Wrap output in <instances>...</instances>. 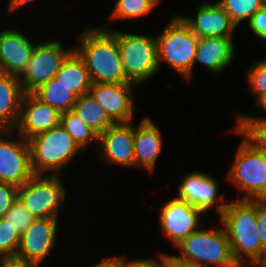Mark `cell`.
Listing matches in <instances>:
<instances>
[{
    "mask_svg": "<svg viewBox=\"0 0 266 267\" xmlns=\"http://www.w3.org/2000/svg\"><path fill=\"white\" fill-rule=\"evenodd\" d=\"M110 24L88 26L75 36L80 45L73 49L85 62L92 84L130 82L121 62L118 39L108 27Z\"/></svg>",
    "mask_w": 266,
    "mask_h": 267,
    "instance_id": "cell-1",
    "label": "cell"
},
{
    "mask_svg": "<svg viewBox=\"0 0 266 267\" xmlns=\"http://www.w3.org/2000/svg\"><path fill=\"white\" fill-rule=\"evenodd\" d=\"M233 256L249 265L266 264V249L257 228V200H230L218 217Z\"/></svg>",
    "mask_w": 266,
    "mask_h": 267,
    "instance_id": "cell-2",
    "label": "cell"
},
{
    "mask_svg": "<svg viewBox=\"0 0 266 267\" xmlns=\"http://www.w3.org/2000/svg\"><path fill=\"white\" fill-rule=\"evenodd\" d=\"M232 134L242 136L232 166L227 171L226 179L235 186L239 193L238 200L266 201V153L260 151L240 131L234 127ZM241 196V197H240Z\"/></svg>",
    "mask_w": 266,
    "mask_h": 267,
    "instance_id": "cell-3",
    "label": "cell"
},
{
    "mask_svg": "<svg viewBox=\"0 0 266 267\" xmlns=\"http://www.w3.org/2000/svg\"><path fill=\"white\" fill-rule=\"evenodd\" d=\"M156 34L159 70L167 63L187 82L194 74L198 37L177 15L172 16L163 31Z\"/></svg>",
    "mask_w": 266,
    "mask_h": 267,
    "instance_id": "cell-4",
    "label": "cell"
},
{
    "mask_svg": "<svg viewBox=\"0 0 266 267\" xmlns=\"http://www.w3.org/2000/svg\"><path fill=\"white\" fill-rule=\"evenodd\" d=\"M28 142L34 174L60 175L82 151L60 124Z\"/></svg>",
    "mask_w": 266,
    "mask_h": 267,
    "instance_id": "cell-5",
    "label": "cell"
},
{
    "mask_svg": "<svg viewBox=\"0 0 266 267\" xmlns=\"http://www.w3.org/2000/svg\"><path fill=\"white\" fill-rule=\"evenodd\" d=\"M118 39L121 62L126 78L141 85L159 72L157 39L144 35L110 29Z\"/></svg>",
    "mask_w": 266,
    "mask_h": 267,
    "instance_id": "cell-6",
    "label": "cell"
},
{
    "mask_svg": "<svg viewBox=\"0 0 266 267\" xmlns=\"http://www.w3.org/2000/svg\"><path fill=\"white\" fill-rule=\"evenodd\" d=\"M67 191L61 175L34 174L18 187V198L36 219L58 218Z\"/></svg>",
    "mask_w": 266,
    "mask_h": 267,
    "instance_id": "cell-7",
    "label": "cell"
},
{
    "mask_svg": "<svg viewBox=\"0 0 266 267\" xmlns=\"http://www.w3.org/2000/svg\"><path fill=\"white\" fill-rule=\"evenodd\" d=\"M219 224L215 223L210 229L200 228L188 235L175 247L179 251L178 256L206 267L232 258L229 238L222 223Z\"/></svg>",
    "mask_w": 266,
    "mask_h": 267,
    "instance_id": "cell-8",
    "label": "cell"
},
{
    "mask_svg": "<svg viewBox=\"0 0 266 267\" xmlns=\"http://www.w3.org/2000/svg\"><path fill=\"white\" fill-rule=\"evenodd\" d=\"M73 47L64 48L60 40L41 41L35 45L24 73L19 77L25 93H33L41 85L55 77L60 65Z\"/></svg>",
    "mask_w": 266,
    "mask_h": 267,
    "instance_id": "cell-9",
    "label": "cell"
},
{
    "mask_svg": "<svg viewBox=\"0 0 266 267\" xmlns=\"http://www.w3.org/2000/svg\"><path fill=\"white\" fill-rule=\"evenodd\" d=\"M33 175L29 142L15 130H0V182L19 187Z\"/></svg>",
    "mask_w": 266,
    "mask_h": 267,
    "instance_id": "cell-10",
    "label": "cell"
},
{
    "mask_svg": "<svg viewBox=\"0 0 266 267\" xmlns=\"http://www.w3.org/2000/svg\"><path fill=\"white\" fill-rule=\"evenodd\" d=\"M180 180L176 198L192 204L204 213L214 210L218 217L221 215L228 202L223 194L220 195V185L215 176L199 170L188 172Z\"/></svg>",
    "mask_w": 266,
    "mask_h": 267,
    "instance_id": "cell-11",
    "label": "cell"
},
{
    "mask_svg": "<svg viewBox=\"0 0 266 267\" xmlns=\"http://www.w3.org/2000/svg\"><path fill=\"white\" fill-rule=\"evenodd\" d=\"M205 213L176 197L167 200L158 213V225L174 248L188 235L201 228V216Z\"/></svg>",
    "mask_w": 266,
    "mask_h": 267,
    "instance_id": "cell-12",
    "label": "cell"
},
{
    "mask_svg": "<svg viewBox=\"0 0 266 267\" xmlns=\"http://www.w3.org/2000/svg\"><path fill=\"white\" fill-rule=\"evenodd\" d=\"M134 87L138 85L133 82L96 83L89 88L88 94L100 104L115 124L131 123L136 107Z\"/></svg>",
    "mask_w": 266,
    "mask_h": 267,
    "instance_id": "cell-13",
    "label": "cell"
},
{
    "mask_svg": "<svg viewBox=\"0 0 266 267\" xmlns=\"http://www.w3.org/2000/svg\"><path fill=\"white\" fill-rule=\"evenodd\" d=\"M133 123H116L99 135L98 154L103 163L121 168H134Z\"/></svg>",
    "mask_w": 266,
    "mask_h": 267,
    "instance_id": "cell-14",
    "label": "cell"
},
{
    "mask_svg": "<svg viewBox=\"0 0 266 267\" xmlns=\"http://www.w3.org/2000/svg\"><path fill=\"white\" fill-rule=\"evenodd\" d=\"M59 218L36 219L20 236L16 256L43 265L57 244Z\"/></svg>",
    "mask_w": 266,
    "mask_h": 267,
    "instance_id": "cell-15",
    "label": "cell"
},
{
    "mask_svg": "<svg viewBox=\"0 0 266 267\" xmlns=\"http://www.w3.org/2000/svg\"><path fill=\"white\" fill-rule=\"evenodd\" d=\"M60 115L61 113L49 104L42 102L33 93H25L14 130L28 141L30 138L58 126Z\"/></svg>",
    "mask_w": 266,
    "mask_h": 267,
    "instance_id": "cell-16",
    "label": "cell"
},
{
    "mask_svg": "<svg viewBox=\"0 0 266 267\" xmlns=\"http://www.w3.org/2000/svg\"><path fill=\"white\" fill-rule=\"evenodd\" d=\"M36 42L14 27L0 31V72L20 77L27 68Z\"/></svg>",
    "mask_w": 266,
    "mask_h": 267,
    "instance_id": "cell-17",
    "label": "cell"
},
{
    "mask_svg": "<svg viewBox=\"0 0 266 267\" xmlns=\"http://www.w3.org/2000/svg\"><path fill=\"white\" fill-rule=\"evenodd\" d=\"M178 16L198 38L234 37L237 30V26L217 1L201 3L193 18L181 14Z\"/></svg>",
    "mask_w": 266,
    "mask_h": 267,
    "instance_id": "cell-18",
    "label": "cell"
},
{
    "mask_svg": "<svg viewBox=\"0 0 266 267\" xmlns=\"http://www.w3.org/2000/svg\"><path fill=\"white\" fill-rule=\"evenodd\" d=\"M163 142L160 128L150 117H143L135 126L134 168L154 173Z\"/></svg>",
    "mask_w": 266,
    "mask_h": 267,
    "instance_id": "cell-19",
    "label": "cell"
},
{
    "mask_svg": "<svg viewBox=\"0 0 266 267\" xmlns=\"http://www.w3.org/2000/svg\"><path fill=\"white\" fill-rule=\"evenodd\" d=\"M233 37H204L198 39L195 64L203 65L213 75H221L231 66L236 55Z\"/></svg>",
    "mask_w": 266,
    "mask_h": 267,
    "instance_id": "cell-20",
    "label": "cell"
},
{
    "mask_svg": "<svg viewBox=\"0 0 266 267\" xmlns=\"http://www.w3.org/2000/svg\"><path fill=\"white\" fill-rule=\"evenodd\" d=\"M24 94L19 77L0 72V130H14Z\"/></svg>",
    "mask_w": 266,
    "mask_h": 267,
    "instance_id": "cell-21",
    "label": "cell"
},
{
    "mask_svg": "<svg viewBox=\"0 0 266 267\" xmlns=\"http://www.w3.org/2000/svg\"><path fill=\"white\" fill-rule=\"evenodd\" d=\"M55 78L77 97L88 94V90L92 86L86 64L74 49L61 63Z\"/></svg>",
    "mask_w": 266,
    "mask_h": 267,
    "instance_id": "cell-22",
    "label": "cell"
},
{
    "mask_svg": "<svg viewBox=\"0 0 266 267\" xmlns=\"http://www.w3.org/2000/svg\"><path fill=\"white\" fill-rule=\"evenodd\" d=\"M33 94L61 114L72 110L77 100V96L55 77L37 88Z\"/></svg>",
    "mask_w": 266,
    "mask_h": 267,
    "instance_id": "cell-23",
    "label": "cell"
},
{
    "mask_svg": "<svg viewBox=\"0 0 266 267\" xmlns=\"http://www.w3.org/2000/svg\"><path fill=\"white\" fill-rule=\"evenodd\" d=\"M72 111L99 135L115 124L89 94L77 97Z\"/></svg>",
    "mask_w": 266,
    "mask_h": 267,
    "instance_id": "cell-24",
    "label": "cell"
},
{
    "mask_svg": "<svg viewBox=\"0 0 266 267\" xmlns=\"http://www.w3.org/2000/svg\"><path fill=\"white\" fill-rule=\"evenodd\" d=\"M60 125L73 138L82 151L88 149L89 144L94 145V143H96L98 148L99 134L78 118L72 110L60 115Z\"/></svg>",
    "mask_w": 266,
    "mask_h": 267,
    "instance_id": "cell-25",
    "label": "cell"
},
{
    "mask_svg": "<svg viewBox=\"0 0 266 267\" xmlns=\"http://www.w3.org/2000/svg\"><path fill=\"white\" fill-rule=\"evenodd\" d=\"M237 26L251 19V17L266 3L265 0H216Z\"/></svg>",
    "mask_w": 266,
    "mask_h": 267,
    "instance_id": "cell-26",
    "label": "cell"
},
{
    "mask_svg": "<svg viewBox=\"0 0 266 267\" xmlns=\"http://www.w3.org/2000/svg\"><path fill=\"white\" fill-rule=\"evenodd\" d=\"M155 8L150 0H117L110 11L109 21L137 19L149 15Z\"/></svg>",
    "mask_w": 266,
    "mask_h": 267,
    "instance_id": "cell-27",
    "label": "cell"
},
{
    "mask_svg": "<svg viewBox=\"0 0 266 267\" xmlns=\"http://www.w3.org/2000/svg\"><path fill=\"white\" fill-rule=\"evenodd\" d=\"M233 127L260 151L266 153V121H235Z\"/></svg>",
    "mask_w": 266,
    "mask_h": 267,
    "instance_id": "cell-28",
    "label": "cell"
},
{
    "mask_svg": "<svg viewBox=\"0 0 266 267\" xmlns=\"http://www.w3.org/2000/svg\"><path fill=\"white\" fill-rule=\"evenodd\" d=\"M247 83L249 92L254 94L255 101L266 94V57L256 61L246 70Z\"/></svg>",
    "mask_w": 266,
    "mask_h": 267,
    "instance_id": "cell-29",
    "label": "cell"
},
{
    "mask_svg": "<svg viewBox=\"0 0 266 267\" xmlns=\"http://www.w3.org/2000/svg\"><path fill=\"white\" fill-rule=\"evenodd\" d=\"M21 234L4 217L0 218V259L15 256Z\"/></svg>",
    "mask_w": 266,
    "mask_h": 267,
    "instance_id": "cell-30",
    "label": "cell"
},
{
    "mask_svg": "<svg viewBox=\"0 0 266 267\" xmlns=\"http://www.w3.org/2000/svg\"><path fill=\"white\" fill-rule=\"evenodd\" d=\"M22 235L36 218L26 209L17 198L4 217Z\"/></svg>",
    "mask_w": 266,
    "mask_h": 267,
    "instance_id": "cell-31",
    "label": "cell"
},
{
    "mask_svg": "<svg viewBox=\"0 0 266 267\" xmlns=\"http://www.w3.org/2000/svg\"><path fill=\"white\" fill-rule=\"evenodd\" d=\"M17 198L18 187L16 185L0 182V218L5 217V214Z\"/></svg>",
    "mask_w": 266,
    "mask_h": 267,
    "instance_id": "cell-32",
    "label": "cell"
},
{
    "mask_svg": "<svg viewBox=\"0 0 266 267\" xmlns=\"http://www.w3.org/2000/svg\"><path fill=\"white\" fill-rule=\"evenodd\" d=\"M247 25L254 37L266 42V5L251 17Z\"/></svg>",
    "mask_w": 266,
    "mask_h": 267,
    "instance_id": "cell-33",
    "label": "cell"
},
{
    "mask_svg": "<svg viewBox=\"0 0 266 267\" xmlns=\"http://www.w3.org/2000/svg\"><path fill=\"white\" fill-rule=\"evenodd\" d=\"M158 256V259L149 257L127 260L125 267H168V253L159 252Z\"/></svg>",
    "mask_w": 266,
    "mask_h": 267,
    "instance_id": "cell-34",
    "label": "cell"
},
{
    "mask_svg": "<svg viewBox=\"0 0 266 267\" xmlns=\"http://www.w3.org/2000/svg\"><path fill=\"white\" fill-rule=\"evenodd\" d=\"M257 228L262 246L266 249V201L257 200Z\"/></svg>",
    "mask_w": 266,
    "mask_h": 267,
    "instance_id": "cell-35",
    "label": "cell"
},
{
    "mask_svg": "<svg viewBox=\"0 0 266 267\" xmlns=\"http://www.w3.org/2000/svg\"><path fill=\"white\" fill-rule=\"evenodd\" d=\"M0 267H41V264L15 255L1 258Z\"/></svg>",
    "mask_w": 266,
    "mask_h": 267,
    "instance_id": "cell-36",
    "label": "cell"
},
{
    "mask_svg": "<svg viewBox=\"0 0 266 267\" xmlns=\"http://www.w3.org/2000/svg\"><path fill=\"white\" fill-rule=\"evenodd\" d=\"M256 105L259 106L261 109H263L266 112V94L259 97L256 101ZM235 121H266V116H252L248 114L243 113H235Z\"/></svg>",
    "mask_w": 266,
    "mask_h": 267,
    "instance_id": "cell-37",
    "label": "cell"
},
{
    "mask_svg": "<svg viewBox=\"0 0 266 267\" xmlns=\"http://www.w3.org/2000/svg\"><path fill=\"white\" fill-rule=\"evenodd\" d=\"M127 256H113L112 258L104 257L98 263L90 267H125L127 263Z\"/></svg>",
    "mask_w": 266,
    "mask_h": 267,
    "instance_id": "cell-38",
    "label": "cell"
},
{
    "mask_svg": "<svg viewBox=\"0 0 266 267\" xmlns=\"http://www.w3.org/2000/svg\"><path fill=\"white\" fill-rule=\"evenodd\" d=\"M168 267H206L194 261L186 260L178 256V254H168Z\"/></svg>",
    "mask_w": 266,
    "mask_h": 267,
    "instance_id": "cell-39",
    "label": "cell"
},
{
    "mask_svg": "<svg viewBox=\"0 0 266 267\" xmlns=\"http://www.w3.org/2000/svg\"><path fill=\"white\" fill-rule=\"evenodd\" d=\"M36 0H8L7 11L14 14L15 11L20 10L25 5L35 2Z\"/></svg>",
    "mask_w": 266,
    "mask_h": 267,
    "instance_id": "cell-40",
    "label": "cell"
},
{
    "mask_svg": "<svg viewBox=\"0 0 266 267\" xmlns=\"http://www.w3.org/2000/svg\"><path fill=\"white\" fill-rule=\"evenodd\" d=\"M248 265L249 264L238 260L235 256H233L232 258L219 262L211 267H248Z\"/></svg>",
    "mask_w": 266,
    "mask_h": 267,
    "instance_id": "cell-41",
    "label": "cell"
},
{
    "mask_svg": "<svg viewBox=\"0 0 266 267\" xmlns=\"http://www.w3.org/2000/svg\"><path fill=\"white\" fill-rule=\"evenodd\" d=\"M150 1L155 5L156 8L158 7V4L161 3L160 0H150Z\"/></svg>",
    "mask_w": 266,
    "mask_h": 267,
    "instance_id": "cell-42",
    "label": "cell"
},
{
    "mask_svg": "<svg viewBox=\"0 0 266 267\" xmlns=\"http://www.w3.org/2000/svg\"><path fill=\"white\" fill-rule=\"evenodd\" d=\"M248 267H266V264L248 265Z\"/></svg>",
    "mask_w": 266,
    "mask_h": 267,
    "instance_id": "cell-43",
    "label": "cell"
}]
</instances>
